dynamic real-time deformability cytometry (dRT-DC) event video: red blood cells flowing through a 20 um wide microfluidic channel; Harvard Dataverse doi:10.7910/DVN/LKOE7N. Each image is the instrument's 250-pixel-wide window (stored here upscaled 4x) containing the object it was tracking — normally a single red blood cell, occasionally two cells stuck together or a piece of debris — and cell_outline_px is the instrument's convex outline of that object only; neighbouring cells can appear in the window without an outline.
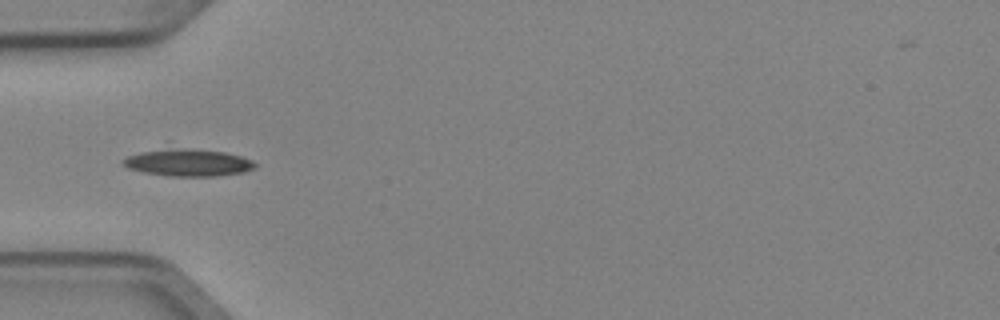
{"species": "Egyptian fruit bat (a non-hibernating species)", "species_latin": "Rousettus aegyptiacus", "temperature_condition": "cold", "stored_images_in_passage": 5, "camera_frame_rate_fps": 3000, "um_per_image_px": 0.085, "animal": {"sex": "female"}, "frame": {"image": 1, "passage_image": 5, "time_ms": 1.333, "image_size_px": [1000, 320], "cell_outline_px": [[256, 168], [244, 172], [216, 176], [172, 176], [144, 172], [128, 168], [120, 160], [128, 156], [140, 152], [224, 152], [240, 156], [252, 160], [256, 164]], "centroid_in_image_um": [16.05, 13.9], "position_along_channel_um": 69.0, "area_um2": 19.31}}